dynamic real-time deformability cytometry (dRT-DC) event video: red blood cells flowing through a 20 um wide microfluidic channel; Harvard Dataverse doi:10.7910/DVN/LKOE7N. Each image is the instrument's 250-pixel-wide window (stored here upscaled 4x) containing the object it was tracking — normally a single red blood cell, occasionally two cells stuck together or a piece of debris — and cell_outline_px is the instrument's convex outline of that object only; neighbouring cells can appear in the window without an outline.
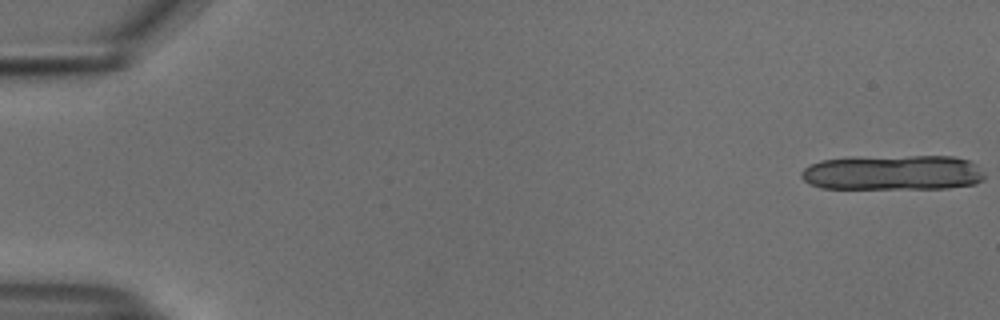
{"species": "common noctule bat (a hibernating species)", "species_latin": "Nyctalus noctula", "temperature_condition": "cold", "stored_images_in_passage": 15, "camera_frame_rate_fps": 3000, "um_per_image_px": 0.085, "animal": {"sex": "male", "body_mass_g": 18.8}, "frame": {"image": 1, "passage_image": 1, "time_ms": 0.0, "image_size_px": [1000, 320], "cell_outline_px": [[984, 180], [976, 184], [948, 188], [820, 188], [808, 184], [800, 176], [800, 172], [804, 168], [820, 160], [848, 156], [952, 156], [968, 160], [976, 164], [984, 172]], "centroid_in_image_um": [75.88, 14.66], "position_along_channel_um": 9.1, "area_um2": 38.15}}